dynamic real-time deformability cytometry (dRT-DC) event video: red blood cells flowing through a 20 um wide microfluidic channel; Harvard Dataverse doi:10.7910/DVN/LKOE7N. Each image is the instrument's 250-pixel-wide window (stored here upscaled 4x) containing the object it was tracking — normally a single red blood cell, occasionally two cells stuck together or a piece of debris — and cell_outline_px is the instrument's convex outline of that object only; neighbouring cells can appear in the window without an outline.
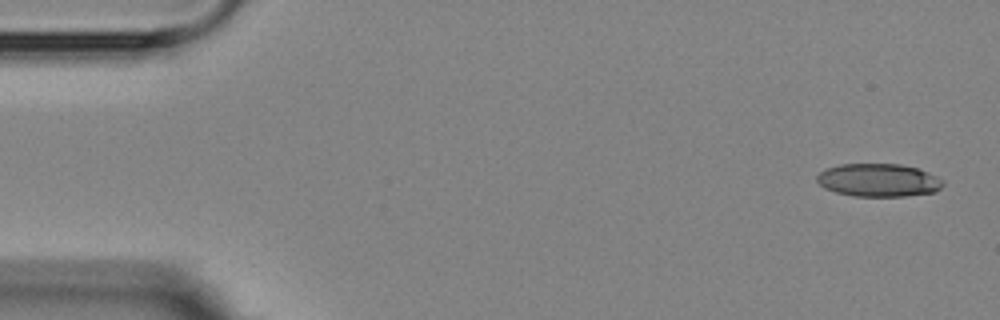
{"species": "Egyptian fruit bat (a non-hibernating species)", "species_latin": "Rousettus aegyptiacus", "temperature_condition": "room temperature", "stored_images_in_passage": 8, "camera_frame_rate_fps": 3000, "um_per_image_px": 0.085, "animal": {"sex": "female"}, "frame": {"image": 1, "passage_image": 1, "time_ms": 0.0, "image_size_px": [1000, 320], "cell_outline_px": [[944, 184], [936, 192], [908, 196], [852, 196], [836, 192], [824, 188], [816, 180], [816, 176], [820, 172], [828, 168], [840, 164], [900, 164], [916, 168], [928, 172], [944, 180]], "centroid_in_image_um": [74.69, 15.32], "position_along_channel_um": 10.3, "area_um2": 24.33}}
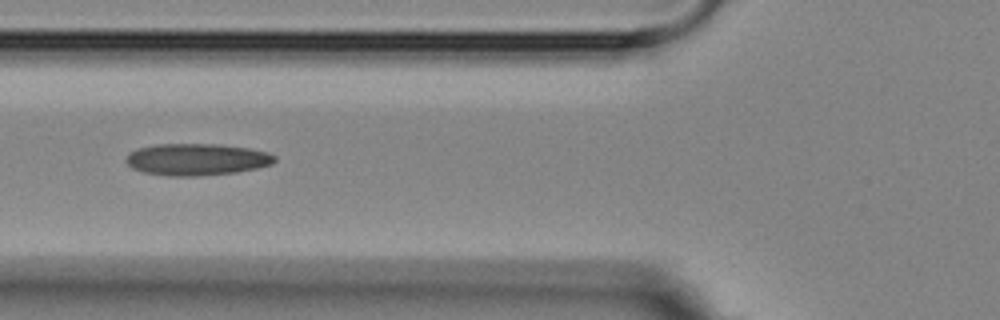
{"frame": {"image": 2, "passage_image": 6, "time_ms": 6.0, "image_size_px": [1000, 320], "cell_outline_px": [[276, 160], [272, 164], [256, 168], [236, 172], [200, 176], [168, 176], [144, 172], [132, 168], [124, 160], [128, 152], [136, 148], [156, 144], [216, 144], [248, 148], [268, 152], [276, 156]], "centroid_in_image_um": [16.69, 13.55], "position_along_channel_um": 109.1, "area_um2": 27.74}}
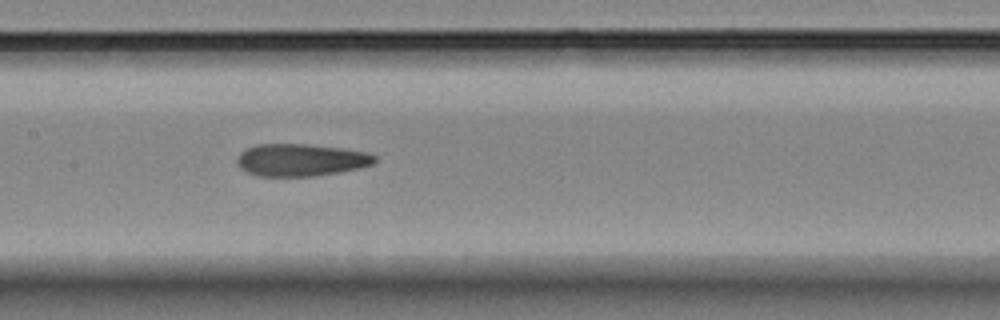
{"frame": {"image": 3, "passage_image": 8, "time_ms": 8.0, "image_size_px": [1000, 320], "cell_outline_px": [[376, 160], [372, 164], [356, 168], [336, 172], [312, 176], [260, 176], [248, 172], [240, 168], [236, 160], [240, 152], [256, 144], [304, 144], [340, 148], [368, 152], [376, 156]], "centroid_in_image_um": [25.54, 13.59], "position_along_channel_um": 181.9, "area_um2": 25.61}}